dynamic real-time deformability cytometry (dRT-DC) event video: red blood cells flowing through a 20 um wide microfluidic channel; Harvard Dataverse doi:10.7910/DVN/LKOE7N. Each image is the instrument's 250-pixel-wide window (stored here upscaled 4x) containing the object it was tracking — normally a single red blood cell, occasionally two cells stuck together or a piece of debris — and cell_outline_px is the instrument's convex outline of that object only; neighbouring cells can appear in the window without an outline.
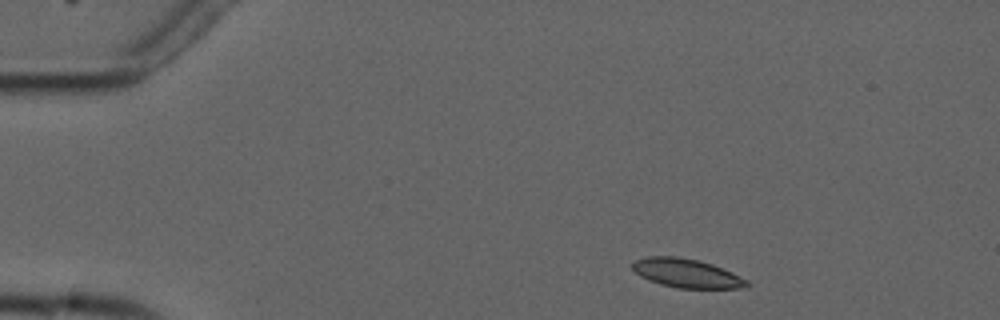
{"species": "common noctule bat (a hibernating species)", "species_latin": "Nyctalus noctula", "temperature_condition": "cold", "stored_images_in_passage": 3, "camera_frame_rate_fps": 3000, "um_per_image_px": 0.085, "animal": {"sex": "male", "forearm_length_mm": 52.5}, "frame": {"image": 1, "passage_image": 1, "time_ms": 0.0, "image_size_px": [1000, 320], "cell_outline_px": [[748, 288], [676, 288], [660, 284], [648, 280], [640, 276], [632, 268], [632, 260], [644, 256], [680, 256], [712, 264], [748, 280]], "centroid_in_image_um": [58.31, 23.22], "position_along_channel_um": 26.7, "area_um2": 19.31}}